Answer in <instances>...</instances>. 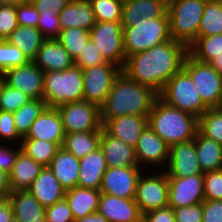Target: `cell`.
<instances>
[{"mask_svg":"<svg viewBox=\"0 0 222 222\" xmlns=\"http://www.w3.org/2000/svg\"><path fill=\"white\" fill-rule=\"evenodd\" d=\"M90 39L89 30L80 28H68L61 30L60 35L57 38L74 61L77 59L80 52H82L84 46Z\"/></svg>","mask_w":222,"mask_h":222,"instance_id":"38","label":"cell"},{"mask_svg":"<svg viewBox=\"0 0 222 222\" xmlns=\"http://www.w3.org/2000/svg\"><path fill=\"white\" fill-rule=\"evenodd\" d=\"M99 146L103 151L108 167H139L135 148L118 138L110 136L104 129L102 130Z\"/></svg>","mask_w":222,"mask_h":222,"instance_id":"22","label":"cell"},{"mask_svg":"<svg viewBox=\"0 0 222 222\" xmlns=\"http://www.w3.org/2000/svg\"><path fill=\"white\" fill-rule=\"evenodd\" d=\"M218 108H220L222 110V100H221V103Z\"/></svg>","mask_w":222,"mask_h":222,"instance_id":"63","label":"cell"},{"mask_svg":"<svg viewBox=\"0 0 222 222\" xmlns=\"http://www.w3.org/2000/svg\"><path fill=\"white\" fill-rule=\"evenodd\" d=\"M142 219L144 222H175L173 208L170 206L148 211Z\"/></svg>","mask_w":222,"mask_h":222,"instance_id":"53","label":"cell"},{"mask_svg":"<svg viewBox=\"0 0 222 222\" xmlns=\"http://www.w3.org/2000/svg\"><path fill=\"white\" fill-rule=\"evenodd\" d=\"M30 100L22 91L5 83L0 93V110L15 112Z\"/></svg>","mask_w":222,"mask_h":222,"instance_id":"42","label":"cell"},{"mask_svg":"<svg viewBox=\"0 0 222 222\" xmlns=\"http://www.w3.org/2000/svg\"><path fill=\"white\" fill-rule=\"evenodd\" d=\"M8 199L19 222H46L45 208L28 190L12 191Z\"/></svg>","mask_w":222,"mask_h":222,"instance_id":"27","label":"cell"},{"mask_svg":"<svg viewBox=\"0 0 222 222\" xmlns=\"http://www.w3.org/2000/svg\"><path fill=\"white\" fill-rule=\"evenodd\" d=\"M5 77L9 86L22 91L31 100L43 99L44 72L33 61L8 69Z\"/></svg>","mask_w":222,"mask_h":222,"instance_id":"16","label":"cell"},{"mask_svg":"<svg viewBox=\"0 0 222 222\" xmlns=\"http://www.w3.org/2000/svg\"><path fill=\"white\" fill-rule=\"evenodd\" d=\"M47 107L43 99L30 100L13 112L16 131L21 138L26 137L30 131L31 125Z\"/></svg>","mask_w":222,"mask_h":222,"instance_id":"36","label":"cell"},{"mask_svg":"<svg viewBox=\"0 0 222 222\" xmlns=\"http://www.w3.org/2000/svg\"><path fill=\"white\" fill-rule=\"evenodd\" d=\"M158 96L166 104L196 118L209 109L203 103L190 75L183 68L170 78Z\"/></svg>","mask_w":222,"mask_h":222,"instance_id":"7","label":"cell"},{"mask_svg":"<svg viewBox=\"0 0 222 222\" xmlns=\"http://www.w3.org/2000/svg\"><path fill=\"white\" fill-rule=\"evenodd\" d=\"M222 34V0H207L200 21L199 36Z\"/></svg>","mask_w":222,"mask_h":222,"instance_id":"37","label":"cell"},{"mask_svg":"<svg viewBox=\"0 0 222 222\" xmlns=\"http://www.w3.org/2000/svg\"><path fill=\"white\" fill-rule=\"evenodd\" d=\"M9 222H19L15 217H12V219Z\"/></svg>","mask_w":222,"mask_h":222,"instance_id":"61","label":"cell"},{"mask_svg":"<svg viewBox=\"0 0 222 222\" xmlns=\"http://www.w3.org/2000/svg\"><path fill=\"white\" fill-rule=\"evenodd\" d=\"M45 211L46 222H75L65 197L52 206L45 208Z\"/></svg>","mask_w":222,"mask_h":222,"instance_id":"48","label":"cell"},{"mask_svg":"<svg viewBox=\"0 0 222 222\" xmlns=\"http://www.w3.org/2000/svg\"><path fill=\"white\" fill-rule=\"evenodd\" d=\"M58 15L61 30L68 28L90 30L96 23L89 0H71Z\"/></svg>","mask_w":222,"mask_h":222,"instance_id":"26","label":"cell"},{"mask_svg":"<svg viewBox=\"0 0 222 222\" xmlns=\"http://www.w3.org/2000/svg\"><path fill=\"white\" fill-rule=\"evenodd\" d=\"M82 72L84 100L101 107L122 68L117 64L106 62L82 69Z\"/></svg>","mask_w":222,"mask_h":222,"instance_id":"9","label":"cell"},{"mask_svg":"<svg viewBox=\"0 0 222 222\" xmlns=\"http://www.w3.org/2000/svg\"><path fill=\"white\" fill-rule=\"evenodd\" d=\"M100 190L76 186L66 190L65 198L69 204L74 220L97 212Z\"/></svg>","mask_w":222,"mask_h":222,"instance_id":"30","label":"cell"},{"mask_svg":"<svg viewBox=\"0 0 222 222\" xmlns=\"http://www.w3.org/2000/svg\"><path fill=\"white\" fill-rule=\"evenodd\" d=\"M13 214V207L9 199H1L0 200V222H9Z\"/></svg>","mask_w":222,"mask_h":222,"instance_id":"55","label":"cell"},{"mask_svg":"<svg viewBox=\"0 0 222 222\" xmlns=\"http://www.w3.org/2000/svg\"><path fill=\"white\" fill-rule=\"evenodd\" d=\"M109 222H139L143 218L135 199L100 194L98 210Z\"/></svg>","mask_w":222,"mask_h":222,"instance_id":"19","label":"cell"},{"mask_svg":"<svg viewBox=\"0 0 222 222\" xmlns=\"http://www.w3.org/2000/svg\"><path fill=\"white\" fill-rule=\"evenodd\" d=\"M79 187L100 190L104 173L108 169L106 158L100 148L79 159Z\"/></svg>","mask_w":222,"mask_h":222,"instance_id":"24","label":"cell"},{"mask_svg":"<svg viewBox=\"0 0 222 222\" xmlns=\"http://www.w3.org/2000/svg\"><path fill=\"white\" fill-rule=\"evenodd\" d=\"M11 192L9 174L0 170V198L7 199Z\"/></svg>","mask_w":222,"mask_h":222,"instance_id":"56","label":"cell"},{"mask_svg":"<svg viewBox=\"0 0 222 222\" xmlns=\"http://www.w3.org/2000/svg\"><path fill=\"white\" fill-rule=\"evenodd\" d=\"M96 22H121L123 2L119 0H89Z\"/></svg>","mask_w":222,"mask_h":222,"instance_id":"40","label":"cell"},{"mask_svg":"<svg viewBox=\"0 0 222 222\" xmlns=\"http://www.w3.org/2000/svg\"><path fill=\"white\" fill-rule=\"evenodd\" d=\"M102 128L124 143L136 146L142 132L148 126V115H124L113 119H101Z\"/></svg>","mask_w":222,"mask_h":222,"instance_id":"18","label":"cell"},{"mask_svg":"<svg viewBox=\"0 0 222 222\" xmlns=\"http://www.w3.org/2000/svg\"><path fill=\"white\" fill-rule=\"evenodd\" d=\"M29 60L22 51L8 43L6 40H0V71L6 72L8 69L23 66Z\"/></svg>","mask_w":222,"mask_h":222,"instance_id":"41","label":"cell"},{"mask_svg":"<svg viewBox=\"0 0 222 222\" xmlns=\"http://www.w3.org/2000/svg\"><path fill=\"white\" fill-rule=\"evenodd\" d=\"M188 48L173 39L126 58L122 72L158 94L183 66Z\"/></svg>","mask_w":222,"mask_h":222,"instance_id":"1","label":"cell"},{"mask_svg":"<svg viewBox=\"0 0 222 222\" xmlns=\"http://www.w3.org/2000/svg\"><path fill=\"white\" fill-rule=\"evenodd\" d=\"M205 200L222 201V169L203 173Z\"/></svg>","mask_w":222,"mask_h":222,"instance_id":"44","label":"cell"},{"mask_svg":"<svg viewBox=\"0 0 222 222\" xmlns=\"http://www.w3.org/2000/svg\"><path fill=\"white\" fill-rule=\"evenodd\" d=\"M209 64L220 74H222V53L214 59H212Z\"/></svg>","mask_w":222,"mask_h":222,"instance_id":"58","label":"cell"},{"mask_svg":"<svg viewBox=\"0 0 222 222\" xmlns=\"http://www.w3.org/2000/svg\"><path fill=\"white\" fill-rule=\"evenodd\" d=\"M195 150L202 172L222 169V145L197 131Z\"/></svg>","mask_w":222,"mask_h":222,"instance_id":"31","label":"cell"},{"mask_svg":"<svg viewBox=\"0 0 222 222\" xmlns=\"http://www.w3.org/2000/svg\"><path fill=\"white\" fill-rule=\"evenodd\" d=\"M168 206L179 208L202 203L204 198L203 174L184 178L168 177Z\"/></svg>","mask_w":222,"mask_h":222,"instance_id":"14","label":"cell"},{"mask_svg":"<svg viewBox=\"0 0 222 222\" xmlns=\"http://www.w3.org/2000/svg\"><path fill=\"white\" fill-rule=\"evenodd\" d=\"M44 166L20 151L9 173L12 191H25L31 187L32 182L41 173Z\"/></svg>","mask_w":222,"mask_h":222,"instance_id":"28","label":"cell"},{"mask_svg":"<svg viewBox=\"0 0 222 222\" xmlns=\"http://www.w3.org/2000/svg\"><path fill=\"white\" fill-rule=\"evenodd\" d=\"M37 28L46 39H57L61 32L58 13L52 10L39 12Z\"/></svg>","mask_w":222,"mask_h":222,"instance_id":"43","label":"cell"},{"mask_svg":"<svg viewBox=\"0 0 222 222\" xmlns=\"http://www.w3.org/2000/svg\"><path fill=\"white\" fill-rule=\"evenodd\" d=\"M102 131L65 133L62 148L80 159L99 147Z\"/></svg>","mask_w":222,"mask_h":222,"instance_id":"33","label":"cell"},{"mask_svg":"<svg viewBox=\"0 0 222 222\" xmlns=\"http://www.w3.org/2000/svg\"><path fill=\"white\" fill-rule=\"evenodd\" d=\"M65 133L102 131L100 107L86 100L67 103L57 108Z\"/></svg>","mask_w":222,"mask_h":222,"instance_id":"12","label":"cell"},{"mask_svg":"<svg viewBox=\"0 0 222 222\" xmlns=\"http://www.w3.org/2000/svg\"><path fill=\"white\" fill-rule=\"evenodd\" d=\"M148 125L171 147L195 138L198 118L166 104L158 97L148 114Z\"/></svg>","mask_w":222,"mask_h":222,"instance_id":"3","label":"cell"},{"mask_svg":"<svg viewBox=\"0 0 222 222\" xmlns=\"http://www.w3.org/2000/svg\"><path fill=\"white\" fill-rule=\"evenodd\" d=\"M140 167H108L103 175L100 192L121 198L135 199L137 181L143 172Z\"/></svg>","mask_w":222,"mask_h":222,"instance_id":"15","label":"cell"},{"mask_svg":"<svg viewBox=\"0 0 222 222\" xmlns=\"http://www.w3.org/2000/svg\"><path fill=\"white\" fill-rule=\"evenodd\" d=\"M18 26L16 6L0 5V40H6Z\"/></svg>","mask_w":222,"mask_h":222,"instance_id":"47","label":"cell"},{"mask_svg":"<svg viewBox=\"0 0 222 222\" xmlns=\"http://www.w3.org/2000/svg\"><path fill=\"white\" fill-rule=\"evenodd\" d=\"M168 18L167 0H131L123 3L122 27L135 26L142 19Z\"/></svg>","mask_w":222,"mask_h":222,"instance_id":"21","label":"cell"},{"mask_svg":"<svg viewBox=\"0 0 222 222\" xmlns=\"http://www.w3.org/2000/svg\"><path fill=\"white\" fill-rule=\"evenodd\" d=\"M46 40L38 28L18 26L6 39L8 43L18 47L29 61L38 54L41 44Z\"/></svg>","mask_w":222,"mask_h":222,"instance_id":"32","label":"cell"},{"mask_svg":"<svg viewBox=\"0 0 222 222\" xmlns=\"http://www.w3.org/2000/svg\"><path fill=\"white\" fill-rule=\"evenodd\" d=\"M158 97V93L151 87L138 84L121 72L100 107L101 119H113L124 115H148Z\"/></svg>","mask_w":222,"mask_h":222,"instance_id":"2","label":"cell"},{"mask_svg":"<svg viewBox=\"0 0 222 222\" xmlns=\"http://www.w3.org/2000/svg\"><path fill=\"white\" fill-rule=\"evenodd\" d=\"M28 191L47 208L65 197L66 190L61 186L49 167H44L32 182Z\"/></svg>","mask_w":222,"mask_h":222,"instance_id":"25","label":"cell"},{"mask_svg":"<svg viewBox=\"0 0 222 222\" xmlns=\"http://www.w3.org/2000/svg\"><path fill=\"white\" fill-rule=\"evenodd\" d=\"M155 170L147 175L143 170L137 181L135 202L142 214L168 206V176L164 170Z\"/></svg>","mask_w":222,"mask_h":222,"instance_id":"10","label":"cell"},{"mask_svg":"<svg viewBox=\"0 0 222 222\" xmlns=\"http://www.w3.org/2000/svg\"><path fill=\"white\" fill-rule=\"evenodd\" d=\"M89 32L91 40L99 48L105 61L123 68L126 62V54L123 48L121 22H96Z\"/></svg>","mask_w":222,"mask_h":222,"instance_id":"11","label":"cell"},{"mask_svg":"<svg viewBox=\"0 0 222 222\" xmlns=\"http://www.w3.org/2000/svg\"><path fill=\"white\" fill-rule=\"evenodd\" d=\"M43 72L63 71L74 65V60L57 39H46L33 60Z\"/></svg>","mask_w":222,"mask_h":222,"instance_id":"23","label":"cell"},{"mask_svg":"<svg viewBox=\"0 0 222 222\" xmlns=\"http://www.w3.org/2000/svg\"><path fill=\"white\" fill-rule=\"evenodd\" d=\"M182 68L190 75L203 103L208 108L219 107L222 100V74L209 63H202L189 54L185 56Z\"/></svg>","mask_w":222,"mask_h":222,"instance_id":"8","label":"cell"},{"mask_svg":"<svg viewBox=\"0 0 222 222\" xmlns=\"http://www.w3.org/2000/svg\"><path fill=\"white\" fill-rule=\"evenodd\" d=\"M5 83H6L5 73L0 71V93Z\"/></svg>","mask_w":222,"mask_h":222,"instance_id":"60","label":"cell"},{"mask_svg":"<svg viewBox=\"0 0 222 222\" xmlns=\"http://www.w3.org/2000/svg\"><path fill=\"white\" fill-rule=\"evenodd\" d=\"M202 211V222H222V201L204 200Z\"/></svg>","mask_w":222,"mask_h":222,"instance_id":"52","label":"cell"},{"mask_svg":"<svg viewBox=\"0 0 222 222\" xmlns=\"http://www.w3.org/2000/svg\"><path fill=\"white\" fill-rule=\"evenodd\" d=\"M48 167L65 190L78 185L80 170L79 159L65 151L62 147Z\"/></svg>","mask_w":222,"mask_h":222,"instance_id":"29","label":"cell"},{"mask_svg":"<svg viewBox=\"0 0 222 222\" xmlns=\"http://www.w3.org/2000/svg\"><path fill=\"white\" fill-rule=\"evenodd\" d=\"M168 177H188L203 174L197 159L194 139L170 147L169 161L164 170Z\"/></svg>","mask_w":222,"mask_h":222,"instance_id":"17","label":"cell"},{"mask_svg":"<svg viewBox=\"0 0 222 222\" xmlns=\"http://www.w3.org/2000/svg\"><path fill=\"white\" fill-rule=\"evenodd\" d=\"M119 1H122L123 3H125V2L131 1V0H119Z\"/></svg>","mask_w":222,"mask_h":222,"instance_id":"62","label":"cell"},{"mask_svg":"<svg viewBox=\"0 0 222 222\" xmlns=\"http://www.w3.org/2000/svg\"><path fill=\"white\" fill-rule=\"evenodd\" d=\"M207 0H167L170 35L187 48L199 37L200 21Z\"/></svg>","mask_w":222,"mask_h":222,"instance_id":"5","label":"cell"},{"mask_svg":"<svg viewBox=\"0 0 222 222\" xmlns=\"http://www.w3.org/2000/svg\"><path fill=\"white\" fill-rule=\"evenodd\" d=\"M3 138V140H2ZM13 142V144H21L22 138L16 131L13 112L0 110V143ZM20 141V142H19Z\"/></svg>","mask_w":222,"mask_h":222,"instance_id":"46","label":"cell"},{"mask_svg":"<svg viewBox=\"0 0 222 222\" xmlns=\"http://www.w3.org/2000/svg\"><path fill=\"white\" fill-rule=\"evenodd\" d=\"M25 0H0V5H13L17 6L19 3L24 2Z\"/></svg>","mask_w":222,"mask_h":222,"instance_id":"59","label":"cell"},{"mask_svg":"<svg viewBox=\"0 0 222 222\" xmlns=\"http://www.w3.org/2000/svg\"><path fill=\"white\" fill-rule=\"evenodd\" d=\"M16 15L19 26L37 28L39 11L29 0H25L16 6Z\"/></svg>","mask_w":222,"mask_h":222,"instance_id":"49","label":"cell"},{"mask_svg":"<svg viewBox=\"0 0 222 222\" xmlns=\"http://www.w3.org/2000/svg\"><path fill=\"white\" fill-rule=\"evenodd\" d=\"M105 63L106 61L102 57L99 48L96 47L91 39L84 46V49L82 52H80L79 56L74 61V65L80 67L81 69H86Z\"/></svg>","mask_w":222,"mask_h":222,"instance_id":"45","label":"cell"},{"mask_svg":"<svg viewBox=\"0 0 222 222\" xmlns=\"http://www.w3.org/2000/svg\"><path fill=\"white\" fill-rule=\"evenodd\" d=\"M75 222H109V221L104 215H102L97 211L85 217L79 218L75 220Z\"/></svg>","mask_w":222,"mask_h":222,"instance_id":"57","label":"cell"},{"mask_svg":"<svg viewBox=\"0 0 222 222\" xmlns=\"http://www.w3.org/2000/svg\"><path fill=\"white\" fill-rule=\"evenodd\" d=\"M31 4L39 11H55L60 13L71 0H29Z\"/></svg>","mask_w":222,"mask_h":222,"instance_id":"54","label":"cell"},{"mask_svg":"<svg viewBox=\"0 0 222 222\" xmlns=\"http://www.w3.org/2000/svg\"><path fill=\"white\" fill-rule=\"evenodd\" d=\"M61 146L57 143L34 138H22L21 151L37 163L48 167Z\"/></svg>","mask_w":222,"mask_h":222,"instance_id":"34","label":"cell"},{"mask_svg":"<svg viewBox=\"0 0 222 222\" xmlns=\"http://www.w3.org/2000/svg\"><path fill=\"white\" fill-rule=\"evenodd\" d=\"M169 18L142 19L135 26L123 27L126 58L171 40Z\"/></svg>","mask_w":222,"mask_h":222,"instance_id":"6","label":"cell"},{"mask_svg":"<svg viewBox=\"0 0 222 222\" xmlns=\"http://www.w3.org/2000/svg\"><path fill=\"white\" fill-rule=\"evenodd\" d=\"M222 53V34L199 36L188 47V54L202 63H209Z\"/></svg>","mask_w":222,"mask_h":222,"instance_id":"35","label":"cell"},{"mask_svg":"<svg viewBox=\"0 0 222 222\" xmlns=\"http://www.w3.org/2000/svg\"><path fill=\"white\" fill-rule=\"evenodd\" d=\"M198 131L222 145V110L209 108L198 118Z\"/></svg>","mask_w":222,"mask_h":222,"instance_id":"39","label":"cell"},{"mask_svg":"<svg viewBox=\"0 0 222 222\" xmlns=\"http://www.w3.org/2000/svg\"><path fill=\"white\" fill-rule=\"evenodd\" d=\"M20 151L21 144L0 143V170L9 174Z\"/></svg>","mask_w":222,"mask_h":222,"instance_id":"50","label":"cell"},{"mask_svg":"<svg viewBox=\"0 0 222 222\" xmlns=\"http://www.w3.org/2000/svg\"><path fill=\"white\" fill-rule=\"evenodd\" d=\"M65 137L63 120L57 108L46 107L31 125L24 138H34L57 143L62 147Z\"/></svg>","mask_w":222,"mask_h":222,"instance_id":"20","label":"cell"},{"mask_svg":"<svg viewBox=\"0 0 222 222\" xmlns=\"http://www.w3.org/2000/svg\"><path fill=\"white\" fill-rule=\"evenodd\" d=\"M135 155L139 167L142 170L151 165L154 169L165 170L169 161L170 146L162 140L148 125L138 139ZM149 165V166H148Z\"/></svg>","mask_w":222,"mask_h":222,"instance_id":"13","label":"cell"},{"mask_svg":"<svg viewBox=\"0 0 222 222\" xmlns=\"http://www.w3.org/2000/svg\"><path fill=\"white\" fill-rule=\"evenodd\" d=\"M175 222H202V203L173 208Z\"/></svg>","mask_w":222,"mask_h":222,"instance_id":"51","label":"cell"},{"mask_svg":"<svg viewBox=\"0 0 222 222\" xmlns=\"http://www.w3.org/2000/svg\"><path fill=\"white\" fill-rule=\"evenodd\" d=\"M43 100L50 108L84 100L82 69L73 65L63 71L44 72Z\"/></svg>","mask_w":222,"mask_h":222,"instance_id":"4","label":"cell"}]
</instances>
